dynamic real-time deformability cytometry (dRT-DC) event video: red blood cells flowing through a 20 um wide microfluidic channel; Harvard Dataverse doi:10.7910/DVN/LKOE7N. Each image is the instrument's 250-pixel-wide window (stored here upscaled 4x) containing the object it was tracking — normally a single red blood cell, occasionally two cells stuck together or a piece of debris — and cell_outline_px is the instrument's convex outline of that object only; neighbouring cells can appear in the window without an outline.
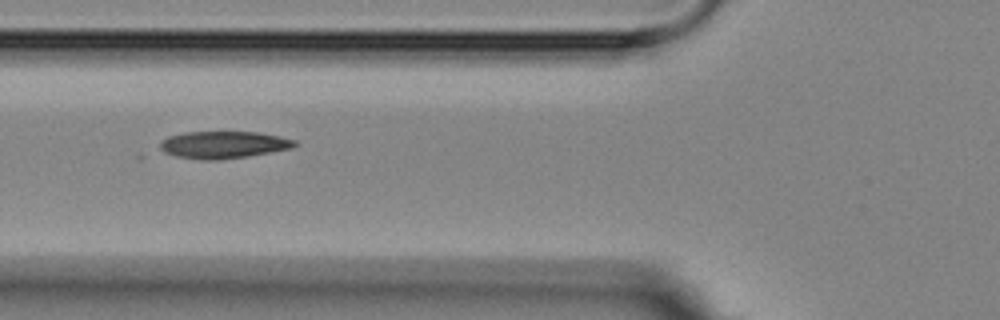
{"species": "Egyptian fruit bat (a non-hibernating species)", "species_latin": "Rousettus aegyptiacus", "temperature_condition": "room temperature", "stored_images_in_passage": 7, "camera_frame_rate_fps": 3000, "um_per_image_px": 0.085, "animal": {"sex": "female"}, "frame": {"image": 1, "passage_image": 4, "time_ms": 3.333, "image_size_px": [1000, 320], "cell_outline_px": [[300, 144], [292, 148], [248, 156], [220, 160], [204, 160], [176, 156], [164, 152], [160, 148], [160, 140], [168, 136], [184, 132], [260, 132], [280, 136], [296, 140]], "centroid_in_image_um": [19.01, 12.3], "position_along_channel_um": 106.8, "area_um2": 21.5}}
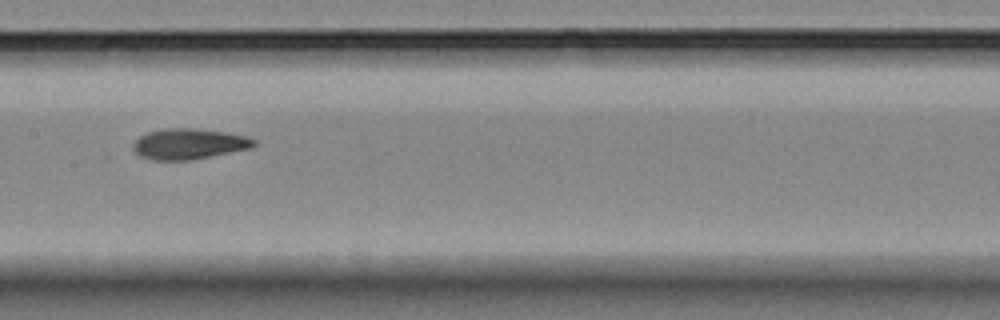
{"frame": {"image": 2, "passage_image": 6, "time_ms": 5.667, "image_size_px": [1000, 320], "cell_outline_px": [[256, 144], [252, 148], [192, 160], [152, 160], [140, 156], [132, 148], [132, 144], [140, 136], [148, 132], [164, 128], [192, 128], [224, 132], [244, 136], [256, 140]], "centroid_in_image_um": [16.04, 12.24], "position_along_channel_um": 191.4, "area_um2": 21.56}}
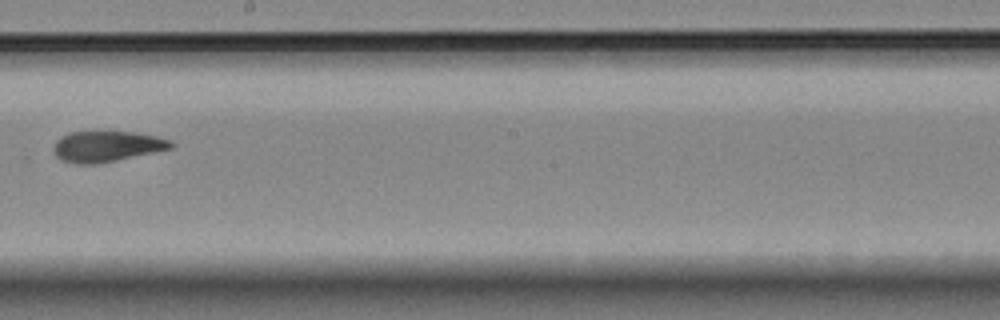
{"frame": {"image": 3, "passage_image": 7, "time_ms": 7.0, "image_size_px": [1000, 320], "cell_outline_px": [[176, 144], [172, 148], [116, 160], [96, 164], [76, 164], [60, 160], [52, 152], [52, 148], [56, 140], [60, 136], [72, 132], [136, 132], [156, 136], [172, 140]], "centroid_in_image_um": [9.05, 12.44], "position_along_channel_um": 239.1, "area_um2": 21.15}}